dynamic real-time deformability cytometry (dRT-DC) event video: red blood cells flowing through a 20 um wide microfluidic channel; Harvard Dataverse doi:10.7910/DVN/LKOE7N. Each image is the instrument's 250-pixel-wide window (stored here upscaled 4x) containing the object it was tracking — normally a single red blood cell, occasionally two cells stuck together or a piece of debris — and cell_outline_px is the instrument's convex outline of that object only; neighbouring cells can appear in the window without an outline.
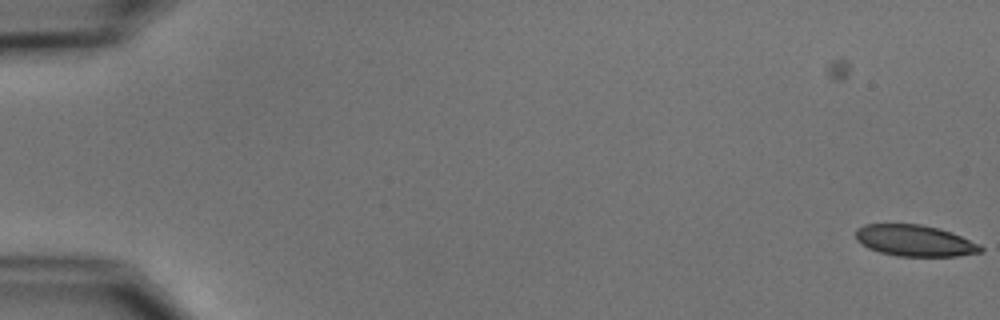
{"species": "common noctule bat (a hibernating species)", "species_latin": "Nyctalus noctula", "temperature_condition": "cold", "stored_images_in_passage": 7, "camera_frame_rate_fps": 3000, "um_per_image_px": 0.085, "animal": {"sex": "male", "body_mass_g": 15.6}, "frame": {"image": 1, "passage_image": 7, "time_ms": 2.0, "image_size_px": [1000, 320], "cell_outline_px": [[984, 252], [956, 256], [896, 256], [880, 252], [868, 248], [860, 244], [856, 240], [856, 228], [864, 224], [920, 224], [940, 228], [952, 232], [980, 244], [984, 248]], "centroid_in_image_um": [77.76, 20.45], "position_along_channel_um": 7.2, "area_um2": 23.06}}